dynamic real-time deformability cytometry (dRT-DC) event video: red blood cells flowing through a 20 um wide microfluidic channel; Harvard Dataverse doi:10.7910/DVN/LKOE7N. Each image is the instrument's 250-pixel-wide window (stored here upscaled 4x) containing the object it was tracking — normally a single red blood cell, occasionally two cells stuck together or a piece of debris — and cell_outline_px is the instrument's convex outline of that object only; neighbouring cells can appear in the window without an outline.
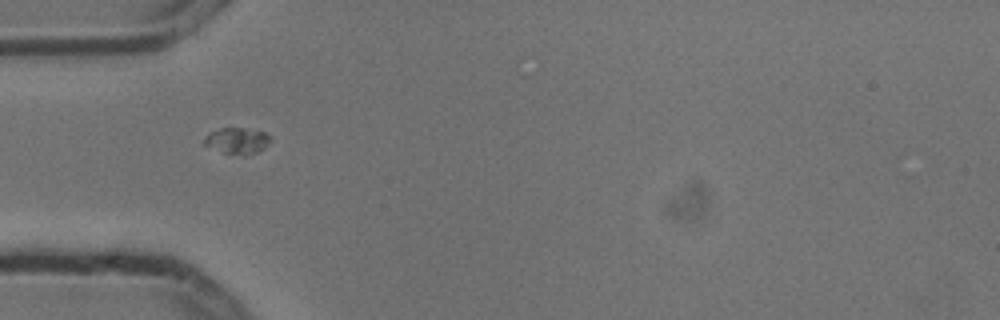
{"species": "common noctule bat (a hibernating species)", "species_latin": "Nyctalus noctula", "temperature_condition": "cold", "stored_images_in_passage": 7, "camera_frame_rate_fps": 3000, "um_per_image_px": 0.085, "animal": {"sex": "male", "body_mass_g": 13.3}, "frame": {"image": 1, "passage_image": 3, "time_ms": 0.667, "image_size_px": [1000, 320], "cell_outline_px": [[272, 140], [264, 148], [256, 152], [244, 156], [224, 152], [204, 144], [204, 136], [208, 132], [220, 128], [244, 128], [264, 132], [272, 136]], "centroid_in_image_um": [20.18, 11.95], "position_along_channel_um": 64.8, "area_um2": 10.12}}
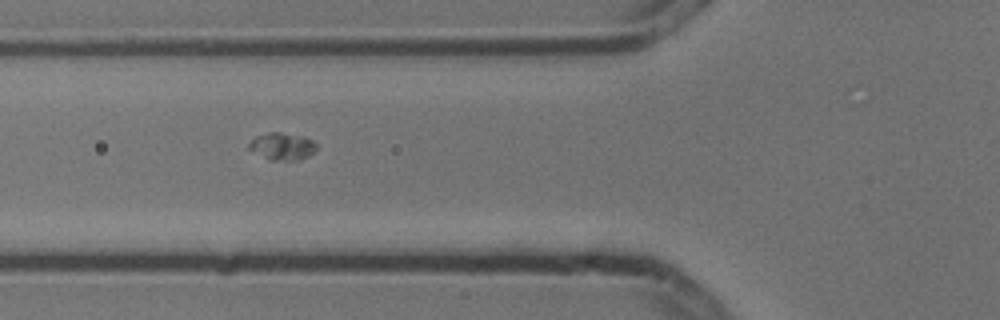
{"frame": {"image": 2, "passage_image": 4, "time_ms": 1.0, "image_size_px": [1000, 320], "cell_outline_px": [[316, 148], [308, 156], [296, 160], [268, 160], [248, 148], [248, 144], [256, 136], [268, 132], [280, 132], [304, 136], [312, 140], [316, 144]], "centroid_in_image_um": [23.97, 12.43], "position_along_channel_um": 101.8, "area_um2": 10.64}}